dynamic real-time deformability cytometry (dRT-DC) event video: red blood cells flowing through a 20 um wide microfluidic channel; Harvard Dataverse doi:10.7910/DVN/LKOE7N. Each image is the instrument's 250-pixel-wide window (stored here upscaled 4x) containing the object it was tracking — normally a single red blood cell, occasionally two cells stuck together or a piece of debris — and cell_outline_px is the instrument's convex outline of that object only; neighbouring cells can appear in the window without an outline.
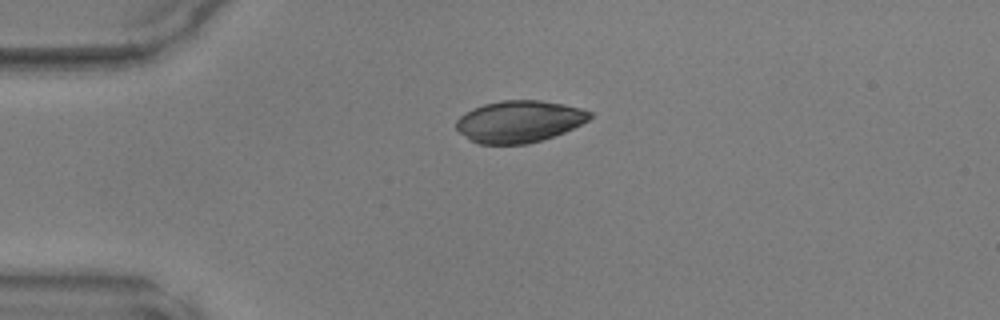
{"species": "common noctule bat (a hibernating species)", "species_latin": "Nyctalus noctula", "temperature_condition": "warm", "stored_images_in_passage": 37, "camera_frame_rate_fps": 3000, "um_per_image_px": 0.085, "animal": {"sex": "male", "body_mass_g": 17.9, "forearm_length_mm": 54.2}, "frame": {"image": 1, "passage_image": 1, "time_ms": 0.0, "image_size_px": [1000, 320], "cell_outline_px": [[592, 116], [588, 120], [564, 132], [528, 144], [480, 144], [468, 140], [456, 128], [456, 120], [464, 112], [472, 108], [484, 104], [504, 100], [540, 100], [564, 104], [580, 108], [592, 112]], "centroid_in_image_um": [44.1, 10.32], "position_along_channel_um": 40.9, "area_um2": 32.54}}
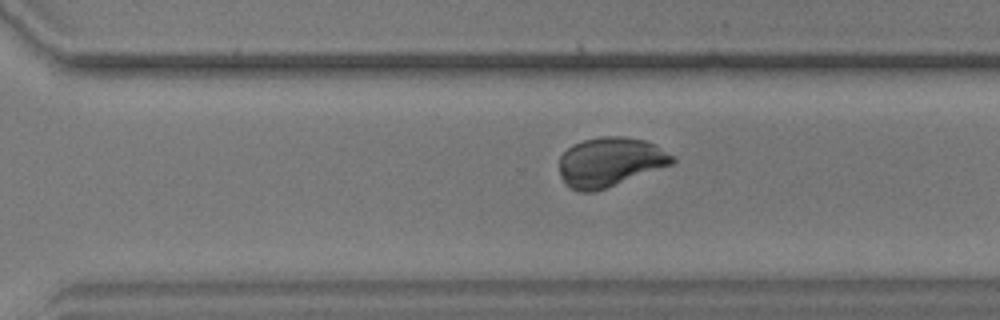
{"frame": {"image": 2, "passage_image": 23, "time_ms": 7.333, "image_size_px": [1000, 320], "cell_outline_px": [[676, 160], [672, 164], [596, 192], [576, 192], [560, 176], [560, 156], [572, 144], [584, 140], [600, 136], [620, 136], [644, 140], [676, 156]], "centroid_in_image_um": [51.84, 13.77], "position_along_channel_um": 318.8, "area_um2": 32.37}}
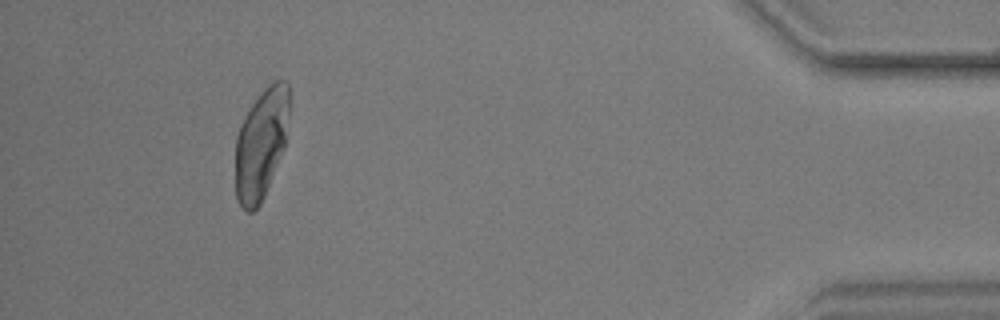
{"frame": {"image": 3, "passage_image": 34, "time_ms": 11.0, "image_size_px": [1000, 320], "cell_outline_px": [[288, 112], [284, 148], [264, 196], [260, 204], [252, 212], [248, 212], [240, 204], [236, 196], [236, 136], [252, 104], [260, 92], [272, 80], [288, 80]], "centroid_in_image_um": [22.19, 12.21], "position_along_channel_um": 413.0, "area_um2": 34.1}}